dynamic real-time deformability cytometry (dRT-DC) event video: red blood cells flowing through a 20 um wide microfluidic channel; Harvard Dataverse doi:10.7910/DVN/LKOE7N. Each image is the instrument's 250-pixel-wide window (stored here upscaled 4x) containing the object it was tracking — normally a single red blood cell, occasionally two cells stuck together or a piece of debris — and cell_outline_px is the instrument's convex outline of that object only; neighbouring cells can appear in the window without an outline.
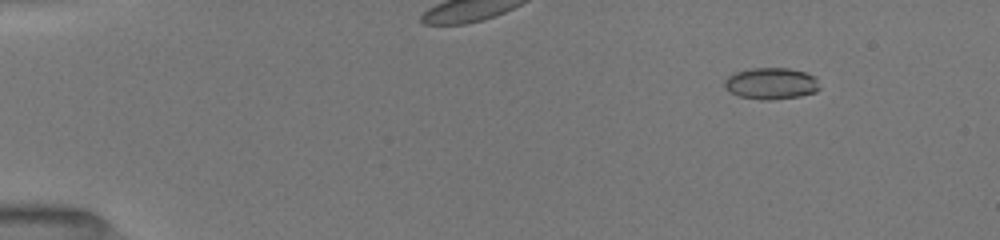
{"species": "common noctule bat (a hibernating species)", "species_latin": "Nyctalus noctula", "temperature_condition": "room temperature", "stored_images_in_passage": 50, "camera_frame_rate_fps": 3000, "um_per_image_px": 0.085, "animal": {"sex": "female", "body_mass_g": 19.5, "forearm_length_mm": 54.1}, "frame": {"image": 1, "passage_image": 5, "time_ms": 1.333, "image_size_px": [1000, 240], "cell_outline_px": [[820, 88], [816, 92], [800, 96], [768, 100], [760, 100], [740, 96], [724, 88], [724, 80], [728, 76], [736, 72], [752, 68], [788, 68], [804, 72], [816, 76]], "centroid_in_image_um": [65.56, 7.09], "position_along_channel_um": 19.4, "area_um2": 17.51}}
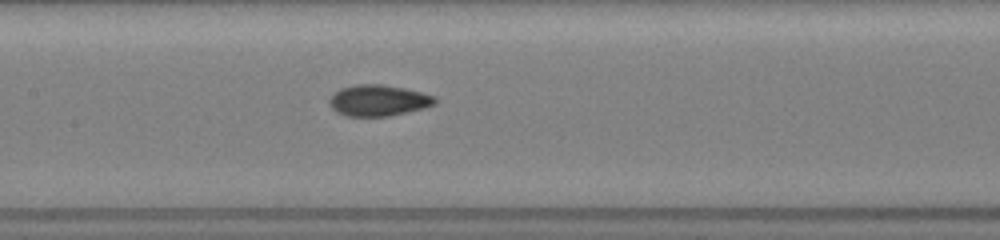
{"frame": {"image": 2, "passage_image": 25, "time_ms": 8.0, "image_size_px": [1000, 240], "cell_outline_px": [[436, 104], [424, 108], [388, 116], [344, 116], [336, 112], [328, 104], [328, 100], [340, 88], [356, 84], [380, 84], [404, 88], [436, 96]], "centroid_in_image_um": [32.14, 8.54], "position_along_channel_um": 175.3, "area_um2": 19.19}}
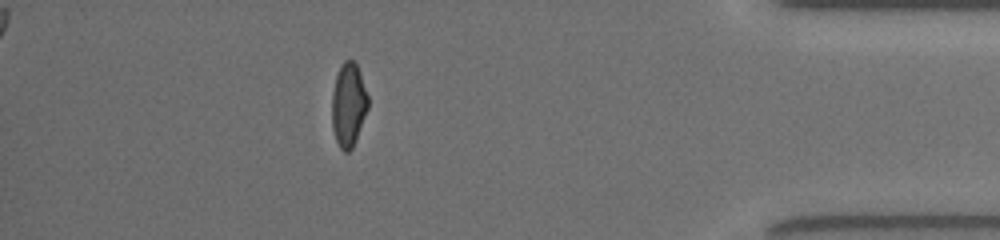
{"frame": {"image": 3, "passage_image": 45, "time_ms": 14.667, "image_size_px": [1000, 240], "cell_outline_px": [[368, 108], [356, 140], [352, 148], [348, 152], [344, 152], [340, 148], [336, 140], [332, 128], [332, 92], [336, 76], [340, 64], [344, 60], [352, 60], [356, 64], [360, 72], [368, 96]], "centroid_in_image_um": [29.61, 8.9], "position_along_channel_um": 405.6, "area_um2": 17.69}, "authors_computed_cell_mechanics": {"area_um2": 18.0047, "velocity_mm_per_s": 4.0279, "shape_relaxation_time_tau1_ms": 4.7875, "shape_relaxation_time_tau2_ms": 2.0276, "deformation_change_tau1": 0.1461, "deformation_change_tau2": 0.0678}}